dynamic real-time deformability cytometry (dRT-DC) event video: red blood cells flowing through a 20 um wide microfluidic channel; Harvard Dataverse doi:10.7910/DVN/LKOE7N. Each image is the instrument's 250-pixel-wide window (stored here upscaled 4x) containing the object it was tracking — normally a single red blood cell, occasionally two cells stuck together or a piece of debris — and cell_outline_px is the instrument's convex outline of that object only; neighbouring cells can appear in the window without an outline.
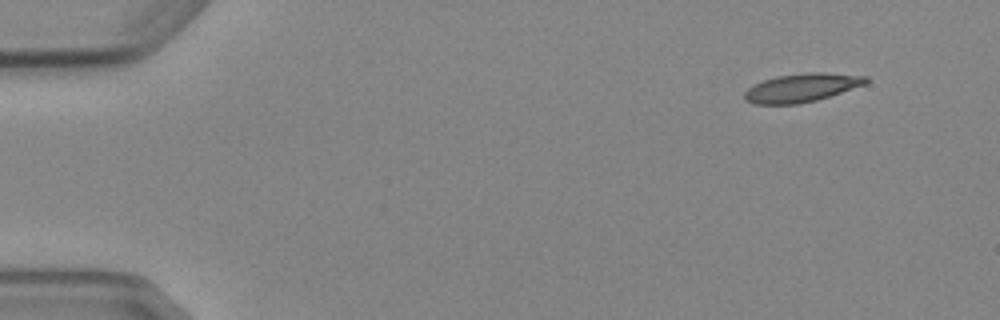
{"species": "Egyptian fruit bat (a non-hibernating species)", "species_latin": "Rousettus aegyptiacus", "temperature_condition": "cold", "stored_images_in_passage": 4, "camera_frame_rate_fps": 3000, "um_per_image_px": 0.085, "animal": {"sex": "female"}, "frame": {"image": 1, "passage_image": 1, "time_ms": 0.0, "image_size_px": [1000, 320], "cell_outline_px": [[868, 84], [816, 100], [796, 104], [752, 104], [744, 100], [744, 92], [748, 88], [764, 80], [776, 76], [808, 72], [824, 72], [868, 76]], "centroid_in_image_um": [68.16, 7.45], "position_along_channel_um": 16.8, "area_um2": 20.23}}
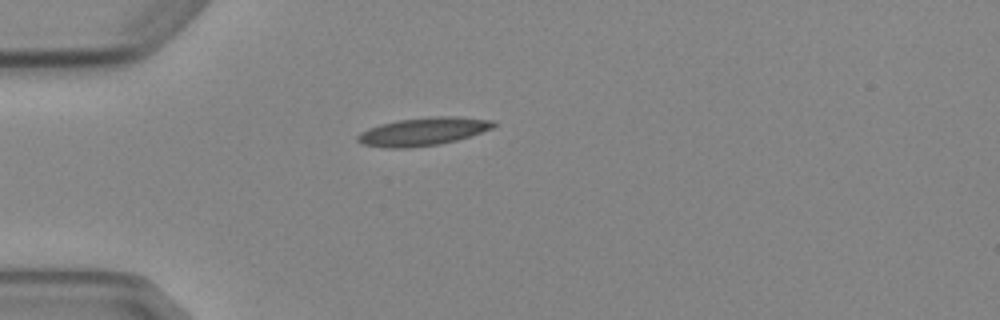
{"frame": {"image": 2, "passage_image": 4, "time_ms": 3.333, "image_size_px": [1000, 320], "cell_outline_px": [[496, 124], [492, 128], [456, 140], [440, 144], [408, 148], [388, 148], [364, 144], [356, 140], [356, 136], [360, 132], [368, 128], [380, 124], [396, 120], [432, 116], [460, 116], [492, 120]], "centroid_in_image_um": [35.93, 11.17], "position_along_channel_um": 49.1, "area_um2": 22.2}}